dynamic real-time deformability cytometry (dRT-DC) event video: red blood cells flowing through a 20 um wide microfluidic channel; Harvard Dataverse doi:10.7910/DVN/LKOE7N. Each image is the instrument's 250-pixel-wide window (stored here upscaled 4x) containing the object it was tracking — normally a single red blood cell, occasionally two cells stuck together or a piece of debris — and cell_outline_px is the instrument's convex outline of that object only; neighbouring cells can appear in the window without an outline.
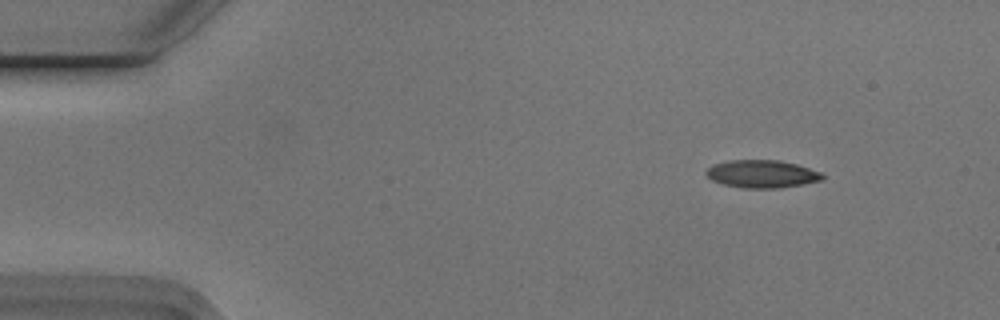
{"species": "Egyptian fruit bat (a non-hibernating species)", "species_latin": "Rousettus aegyptiacus", "temperature_condition": "cold", "stored_images_in_passage": 49, "camera_frame_rate_fps": 3000, "um_per_image_px": 0.085, "animal": {"sex": "male"}, "frame": {"image": 1, "passage_image": 1, "time_ms": 0.0, "image_size_px": [1000, 320], "cell_outline_px": [[824, 176], [820, 180], [800, 184], [776, 188], [744, 188], [724, 184], [712, 180], [704, 172], [712, 164], [728, 160], [780, 160], [796, 164], [820, 172]], "centroid_in_image_um": [64.71, 14.77], "position_along_channel_um": 20.3, "area_um2": 18.55}}
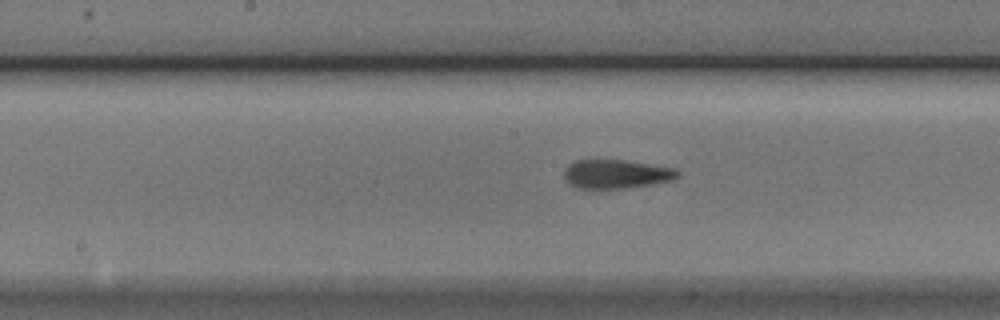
{"frame": {"image": 2, "passage_image": 22, "time_ms": 7.0, "image_size_px": [1000, 320], "cell_outline_px": [[680, 176], [672, 180], [652, 184], [628, 188], [580, 188], [572, 184], [564, 176], [564, 168], [568, 164], [576, 160], [624, 160], [672, 168], [680, 172]], "centroid_in_image_um": [52.39, 14.79], "position_along_channel_um": 195.8, "area_um2": 18.84}}
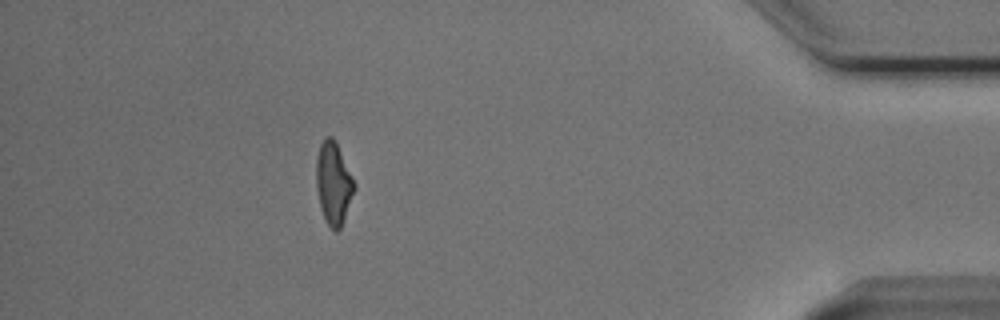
{"frame": {"image": 3, "passage_image": 43, "time_ms": 14.0, "image_size_px": [1000, 320], "cell_outline_px": [[356, 188], [340, 228], [336, 232], [328, 224], [320, 208], [316, 188], [316, 160], [320, 144], [324, 136], [332, 136], [356, 184]], "centroid_in_image_um": [28.33, 15.57], "position_along_channel_um": 406.9, "area_um2": 18.03}, "authors_computed_cell_mechanics": {"area_um2": 18.8428, "velocity_mm_per_s": 3.7603, "shape_relaxation_time_tau1_ms": 4.2581, "shape_relaxation_time_tau2_ms": 1.751, "deformation_change_tau1": 0.1538, "deformation_change_tau2": 0.0952}}